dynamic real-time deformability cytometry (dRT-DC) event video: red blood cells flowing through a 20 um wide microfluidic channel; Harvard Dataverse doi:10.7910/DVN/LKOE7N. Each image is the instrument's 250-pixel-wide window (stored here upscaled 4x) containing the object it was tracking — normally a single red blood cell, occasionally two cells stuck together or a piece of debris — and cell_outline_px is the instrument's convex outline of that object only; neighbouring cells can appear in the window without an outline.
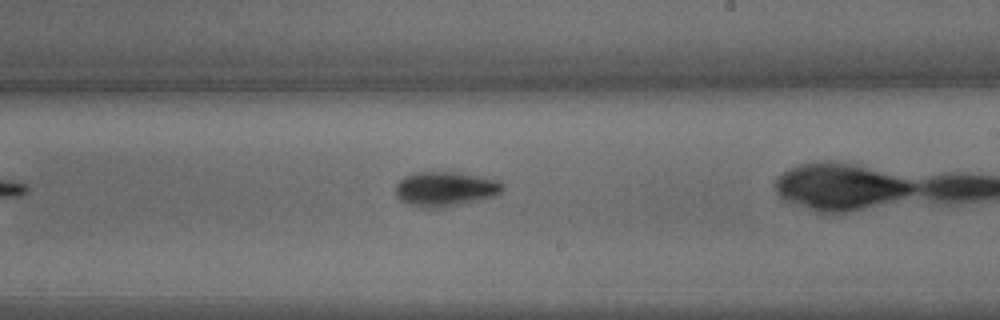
{"species": "common noctule bat (a hibernating species)", "species_latin": "Nyctalus noctula", "temperature_condition": "warm", "stored_images_in_passage": 25, "camera_frame_rate_fps": 3000, "um_per_image_px": 0.085, "animal": {"sex": "male", "body_mass_g": 15.6}, "frame": {"image": 1, "passage_image": 14, "time_ms": 4.333, "image_size_px": [1000, 320], "cell_outline_px": [[504, 188], [500, 192], [492, 196], [476, 200], [440, 208], [420, 208], [408, 204], [400, 200], [396, 196], [396, 184], [404, 176], [416, 172], [456, 172], [480, 176], [500, 180], [504, 184]], "centroid_in_image_um": [37.82, 16.05], "position_along_channel_um": 251.2, "area_um2": 21.62}}
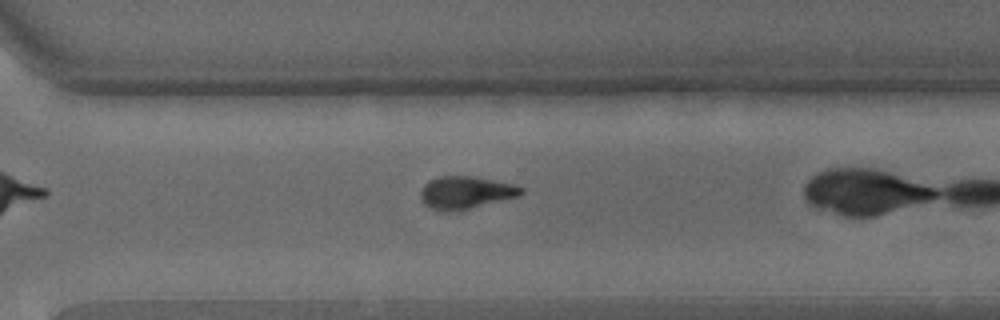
{"frame": {"image": 2, "passage_image": 21, "time_ms": 6.667, "image_size_px": [1000, 320], "cell_outline_px": [[524, 192], [520, 196], [460, 212], [448, 212], [432, 208], [424, 204], [420, 200], [420, 192], [424, 184], [428, 180], [440, 176], [472, 176], [512, 184], [524, 188]], "centroid_in_image_um": [39.58, 16.39], "position_along_channel_um": 331.0, "area_um2": 19.48}, "authors_computed_cell_mechanics": {"area_um2": 20.3456, "velocity_mm_per_s": 3.4277, "shape_relaxation_time_tau1_ms": 2.1801, "shape_relaxation_time_tau2_ms": null, "deformation_change_tau1": 0.1051, "deformation_change_tau2": null}}